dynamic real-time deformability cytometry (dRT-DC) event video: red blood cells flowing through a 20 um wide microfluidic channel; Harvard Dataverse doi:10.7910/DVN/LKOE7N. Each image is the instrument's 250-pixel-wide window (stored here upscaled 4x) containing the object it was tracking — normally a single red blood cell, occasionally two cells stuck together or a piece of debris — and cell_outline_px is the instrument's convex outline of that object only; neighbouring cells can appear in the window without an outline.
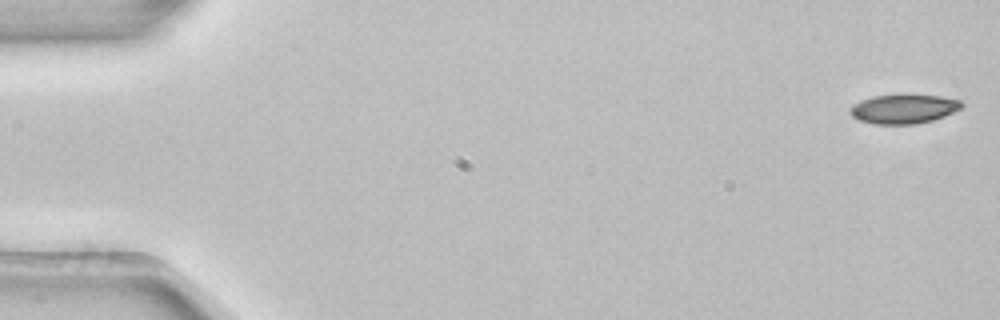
{"species": "common noctule bat (a hibernating species)", "species_latin": "Nyctalus noctula", "temperature_condition": "room temperature", "stored_images_in_passage": 53, "camera_frame_rate_fps": 3000, "um_per_image_px": 0.085, "animal": {"sex": "female", "body_mass_g": 22.7, "forearm_length_mm": 54.2}, "frame": {"image": 1, "passage_image": 1, "time_ms": 0.0, "image_size_px": [1000, 320], "cell_outline_px": [[964, 104], [960, 108], [944, 116], [932, 120], [916, 124], [872, 124], [860, 120], [852, 116], [848, 112], [848, 108], [852, 104], [860, 100], [872, 96], [904, 92], [940, 96], [960, 100]], "centroid_in_image_um": [76.76, 9.21], "position_along_channel_um": 8.2, "area_um2": 19.71}}
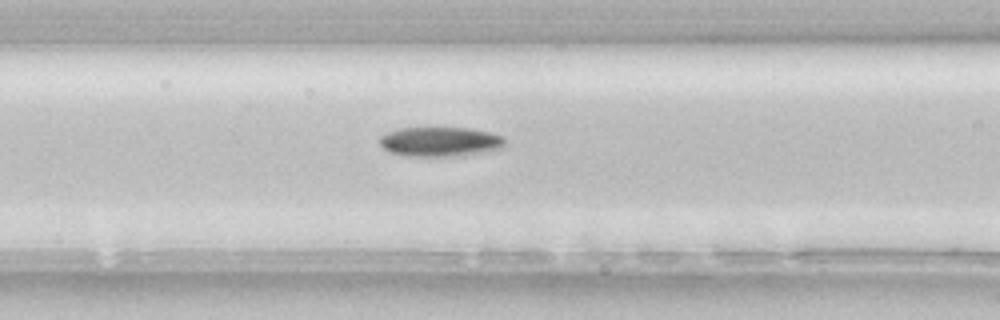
{"frame": {"image": 2, "passage_image": 22, "time_ms": 7.0, "image_size_px": [1000, 320], "cell_outline_px": [[504, 148], [480, 152], [452, 156], [408, 156], [388, 152], [380, 144], [380, 136], [388, 132], [400, 128], [468, 128], [488, 132], [504, 136]], "centroid_in_image_um": [37.39, 12.04], "position_along_channel_um": 129.2, "area_um2": 21.39}}
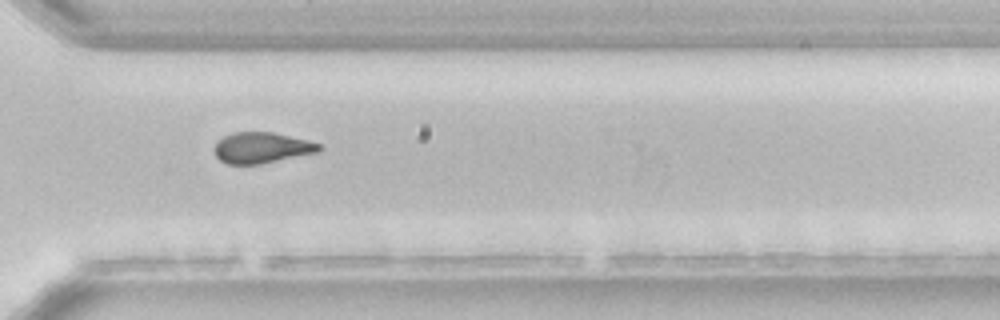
{"frame": {"image": 3, "passage_image": 39, "time_ms": 12.667, "image_size_px": [1000, 320], "cell_outline_px": [[324, 148], [320, 152], [260, 164], [228, 164], [220, 160], [216, 156], [212, 148], [224, 136], [232, 132], [272, 132], [308, 140], [320, 144]], "centroid_in_image_um": [22.27, 12.56], "position_along_channel_um": 348.3, "area_um2": 18.96}, "authors_computed_cell_mechanics": {"area_um2": 20.2878, "velocity_mm_per_s": 3.8766, "shape_relaxation_time_tau1_ms": 4.2043, "shape_relaxation_time_tau2_ms": null, "deformation_change_tau1": 0.1227, "deformation_change_tau2": null}}